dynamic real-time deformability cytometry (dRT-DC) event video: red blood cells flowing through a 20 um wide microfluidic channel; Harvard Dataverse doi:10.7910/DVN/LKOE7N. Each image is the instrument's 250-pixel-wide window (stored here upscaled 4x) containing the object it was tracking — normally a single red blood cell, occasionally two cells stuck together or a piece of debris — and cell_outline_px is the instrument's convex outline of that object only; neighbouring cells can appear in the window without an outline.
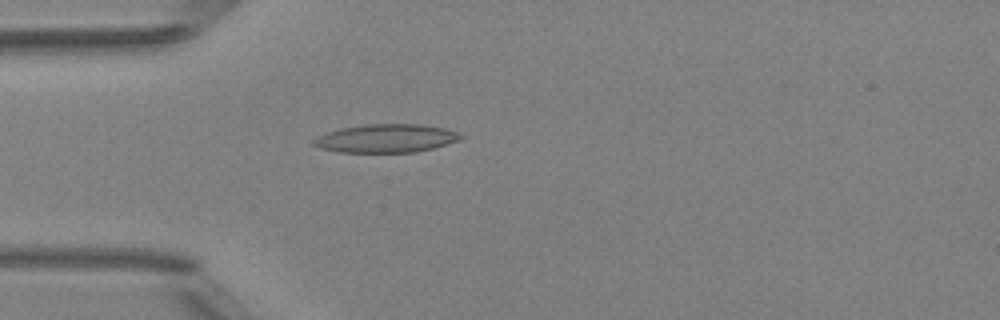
{"species": "Egyptian fruit bat (a non-hibernating species)", "species_latin": "Rousettus aegyptiacus", "temperature_condition": "room temperature", "stored_images_in_passage": 51, "camera_frame_rate_fps": 3000, "um_per_image_px": 0.085, "animal": {"sex": "female"}, "frame": {"image": 1, "passage_image": 15, "time_ms": 4.667, "image_size_px": [1000, 320], "cell_outline_px": [[464, 136], [460, 140], [432, 148], [416, 152], [340, 152], [320, 148], [312, 144], [312, 140], [316, 136], [340, 128], [364, 124], [420, 124], [444, 128], [456, 132]], "centroid_in_image_um": [32.79, 11.75], "position_along_channel_um": 52.2, "area_um2": 24.28}}
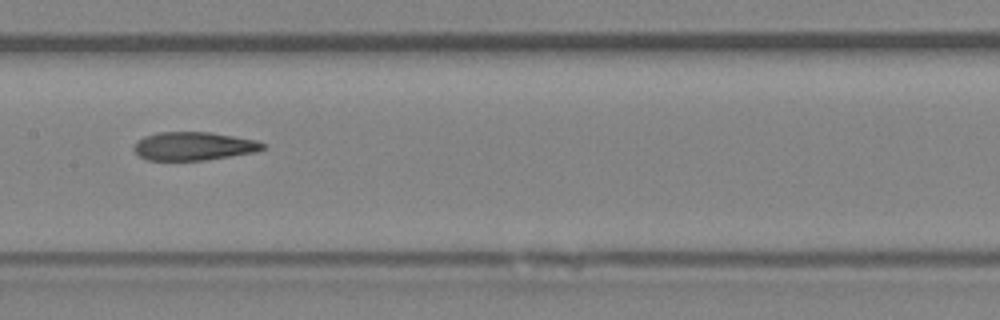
{"frame": {"image": 2, "passage_image": 26, "time_ms": 8.333, "image_size_px": [1000, 320], "cell_outline_px": [[268, 148], [256, 152], [204, 160], [144, 160], [132, 148], [136, 140], [144, 136], [160, 132], [208, 132], [256, 140], [264, 144]], "centroid_in_image_um": [16.44, 12.42], "position_along_channel_um": 191.0, "area_um2": 21.33}}
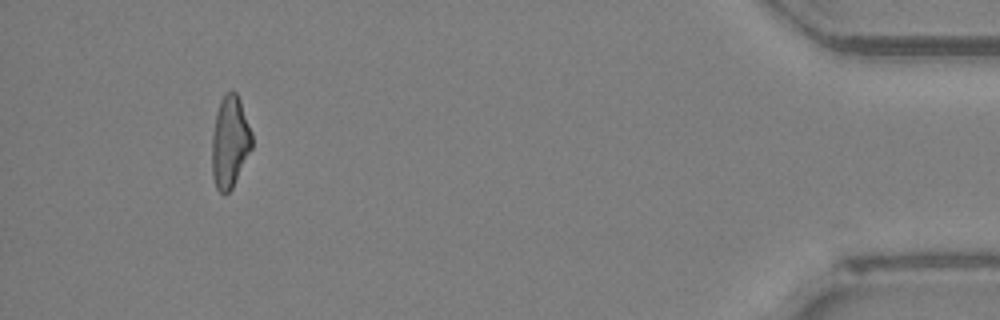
{"frame": {"image": 3, "passage_image": 48, "time_ms": 15.667, "image_size_px": [1000, 320], "cell_outline_px": [[252, 148], [232, 188], [224, 196], [216, 188], [212, 176], [212, 136], [216, 112], [220, 100], [232, 88], [236, 92], [240, 100], [252, 132]], "centroid_in_image_um": [19.53, 12.07], "position_along_channel_um": 415.7, "area_um2": 21.5}, "authors_computed_cell_mechanics": {"area_um2": 22.3686, "velocity_mm_per_s": 4.0134, "shape_relaxation_time_tau1_ms": null, "shape_relaxation_time_tau2_ms": 4.3197, "deformation_change_tau1": null, "deformation_change_tau2": 0.1487}}